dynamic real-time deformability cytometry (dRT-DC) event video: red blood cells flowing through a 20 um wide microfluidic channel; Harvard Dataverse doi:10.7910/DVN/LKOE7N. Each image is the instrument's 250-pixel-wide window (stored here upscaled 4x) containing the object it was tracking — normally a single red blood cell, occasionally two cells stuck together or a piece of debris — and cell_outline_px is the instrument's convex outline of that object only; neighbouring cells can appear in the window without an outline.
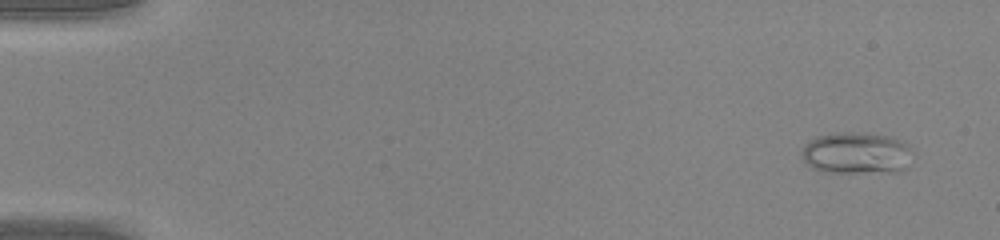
{"species": "common noctule bat (a hibernating species)", "species_latin": "Nyctalus noctula", "temperature_condition": "warm", "stored_images_in_passage": 49, "camera_frame_rate_fps": 3000, "um_per_image_px": 0.085, "animal": {"sex": "male", "body_mass_g": 20.0, "forearm_length_mm": 53.3}, "frame": {"image": 1, "passage_image": 3, "time_ms": 0.667, "image_size_px": [1000, 240], "cell_outline_px": [[912, 152], [908, 168], [900, 172], [828, 172], [812, 168], [804, 160], [800, 152], [804, 144], [816, 136], [836, 132], [852, 132], [892, 136], [904, 140], [908, 144]], "centroid_in_image_um": [72.84, 13.0], "position_along_channel_um": 12.2, "area_um2": 27.46}}
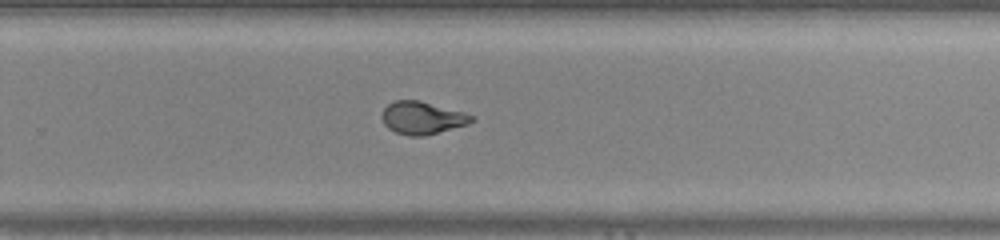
{"frame": {"image": 2, "passage_image": 33, "time_ms": 10.667, "image_size_px": [1000, 240], "cell_outline_px": [[476, 120], [468, 124], [424, 136], [412, 136], [396, 132], [388, 128], [384, 124], [380, 116], [384, 108], [388, 104], [396, 100], [420, 100], [464, 112], [476, 116]], "centroid_in_image_um": [35.9, 10.01], "position_along_channel_um": 293.9, "area_um2": 17.17}}
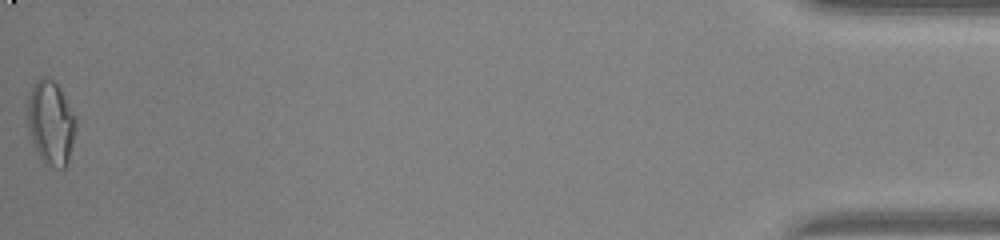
{"frame": {"image": 3, "passage_image": 49, "time_ms": 16.0, "image_size_px": [1000, 240], "cell_outline_px": [[76, 128], [68, 160], [64, 168], [60, 168], [44, 164], [36, 148], [28, 124], [28, 100], [32, 84], [40, 76], [44, 76], [52, 80], [56, 84], [76, 120]], "centroid_in_image_um": [4.31, 10.42], "position_along_channel_um": 430.9, "area_um2": 22.89}, "authors_computed_cell_mechanics": {"area_um2": 18.4382, "velocity_mm_per_s": 4.2817, "shape_relaxation_time_tau1_ms": 8.7491, "shape_relaxation_time_tau2_ms": 0.7037, "deformation_change_tau1": 0.3423, "deformation_change_tau2": 0.0708}}